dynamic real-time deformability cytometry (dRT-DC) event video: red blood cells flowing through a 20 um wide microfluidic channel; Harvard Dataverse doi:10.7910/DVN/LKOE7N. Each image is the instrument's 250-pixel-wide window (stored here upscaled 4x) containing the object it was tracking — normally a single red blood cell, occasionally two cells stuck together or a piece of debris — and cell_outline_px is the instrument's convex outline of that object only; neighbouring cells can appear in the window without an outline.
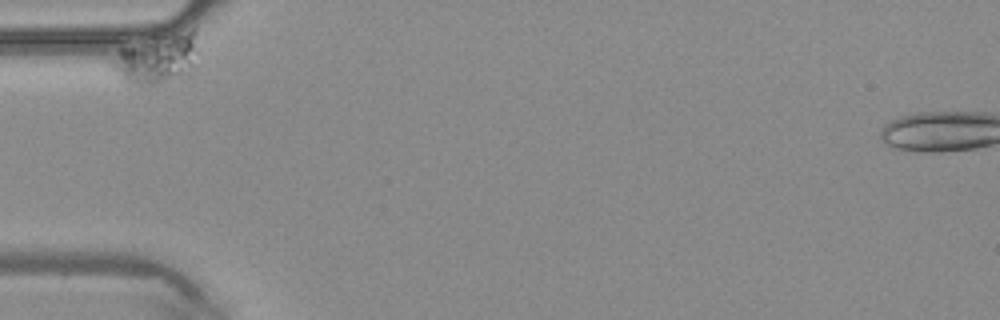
{"species": "common noctule bat (a hibernating species)", "species_latin": "Nyctalus noctula", "temperature_condition": "warm", "stored_images_in_passage": 23, "segment_of_instrument_passage": [1, 2], "camera_frame_rate_fps": 3000, "um_per_image_px": 0.085, "animal": {"sex": "male", "body_mass_g": 20.4}, "frame": {"image": 1, "passage_image": 1, "time_ms": 0.0, "image_size_px": [1000, 320], "cell_outline_px": [[196, 68], [180, 76], [156, 84], [128, 84], [104, 60], [120, 48], [152, 36], [192, 28]], "centroid_in_image_um": [13.21, 4.96], "position_along_channel_um": 71.8, "area_um2": 25.09}}
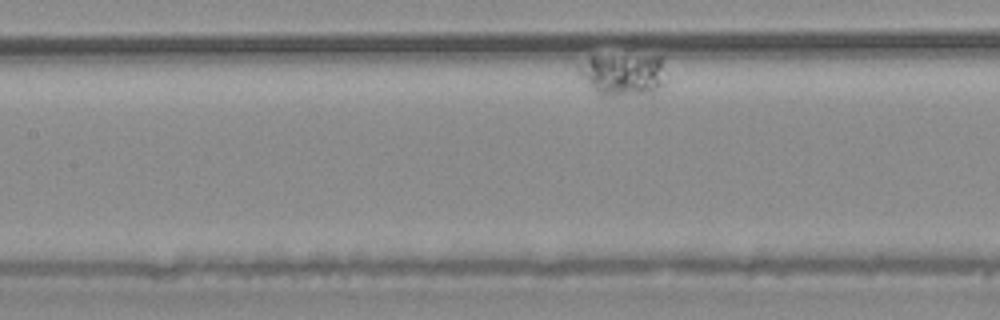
{"frame": {"image": 2, "passage_image": 14, "time_ms": 4.333, "image_size_px": [1000, 320], "cell_outline_px": [[664, 84], [652, 96], [600, 96], [580, 76], [576, 68], [576, 64], [592, 56], [660, 56]], "centroid_in_image_um": [52.92, 6.38], "position_along_channel_um": 154.5, "area_um2": 21.91}}
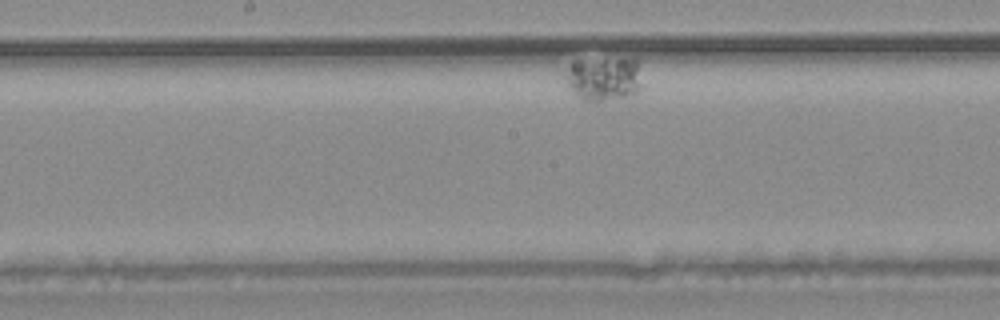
{"frame": {"image": 3, "passage_image": 20, "time_ms": 6.333, "image_size_px": [1000, 320], "cell_outline_px": [[644, 88], [632, 96], [604, 100], [584, 100], [576, 96], [564, 84], [560, 72], [572, 60], [636, 56]], "centroid_in_image_um": [51.28, 6.63], "position_along_channel_um": 196.9, "area_um2": 21.27}}